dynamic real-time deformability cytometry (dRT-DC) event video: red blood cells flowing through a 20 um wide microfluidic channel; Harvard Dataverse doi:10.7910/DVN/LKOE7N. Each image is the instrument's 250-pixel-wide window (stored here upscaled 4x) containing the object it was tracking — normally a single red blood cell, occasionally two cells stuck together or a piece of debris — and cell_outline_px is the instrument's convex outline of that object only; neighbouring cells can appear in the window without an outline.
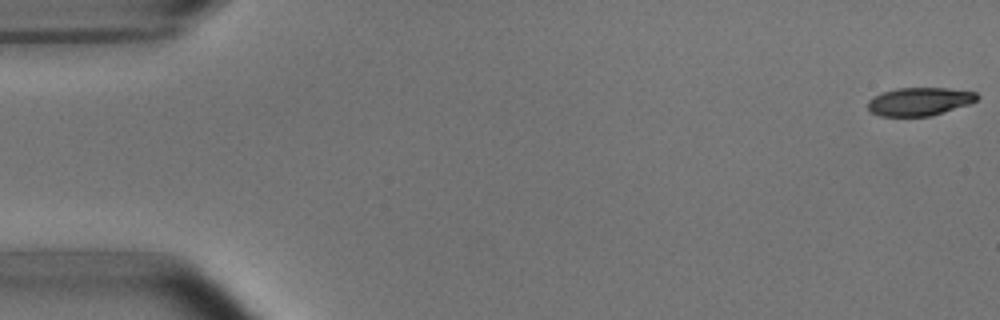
{"species": "common noctule bat (a hibernating species)", "species_latin": "Nyctalus noctula", "temperature_condition": "room temperature", "stored_images_in_passage": 6, "camera_frame_rate_fps": 3000, "um_per_image_px": 0.085, "animal": {"sex": "male", "body_mass_g": 15.6}, "frame": {"image": 1, "passage_image": 1, "time_ms": 0.0, "image_size_px": [1000, 320], "cell_outline_px": [[980, 96], [976, 100], [968, 104], [928, 116], [880, 116], [872, 112], [868, 108], [868, 100], [872, 96], [896, 88], [948, 88], [976, 92]], "centroid_in_image_um": [78.13, 8.62], "position_along_channel_um": 6.9, "area_um2": 17.74}}
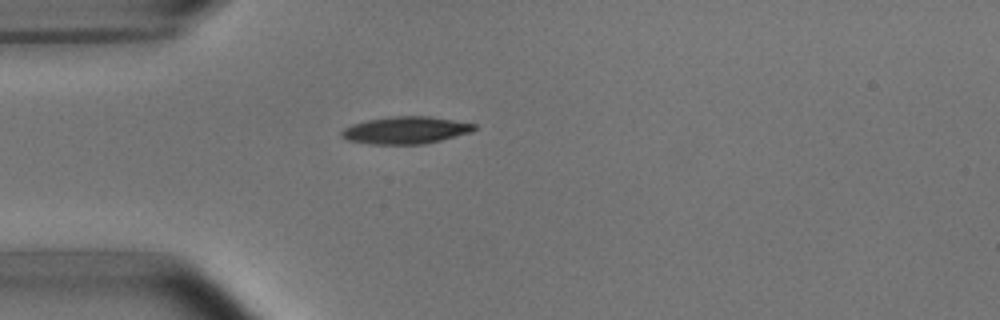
{"frame": {"image": 2, "passage_image": 5, "time_ms": 4.667, "image_size_px": [1000, 320], "cell_outline_px": [[476, 128], [472, 132], [424, 144], [368, 144], [348, 140], [340, 136], [340, 132], [344, 128], [352, 124], [368, 120], [392, 116], [428, 116], [476, 124]], "centroid_in_image_um": [34.46, 11.07], "position_along_channel_um": 50.5, "area_um2": 20.98}}